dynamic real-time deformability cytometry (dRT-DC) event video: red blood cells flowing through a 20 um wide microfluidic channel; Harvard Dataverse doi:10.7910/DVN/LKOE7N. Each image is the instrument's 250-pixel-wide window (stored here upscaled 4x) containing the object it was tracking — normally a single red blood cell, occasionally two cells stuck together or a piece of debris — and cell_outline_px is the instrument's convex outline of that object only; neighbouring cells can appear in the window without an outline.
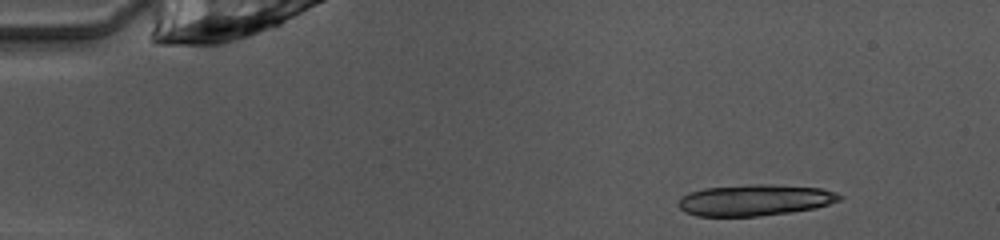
{"species": "common noctule bat (a hibernating species)", "species_latin": "Nyctalus noctula", "temperature_condition": "warm", "stored_images_in_passage": 25, "camera_frame_rate_fps": 3000, "um_per_image_px": 0.085, "animal": {"sex": "female", "body_mass_g": 10.0, "forearm_length_mm": 53.1}, "frame": {"image": 1, "passage_image": 1, "time_ms": 0.0, "image_size_px": [1000, 240], "cell_outline_px": [[844, 196], [840, 200], [816, 208], [760, 216], [696, 216], [684, 212], [676, 204], [680, 196], [688, 192], [704, 188], [748, 184], [772, 184], [820, 188], [836, 192]], "centroid_in_image_um": [64.12, 17.0], "position_along_channel_um": 20.9, "area_um2": 29.65}}
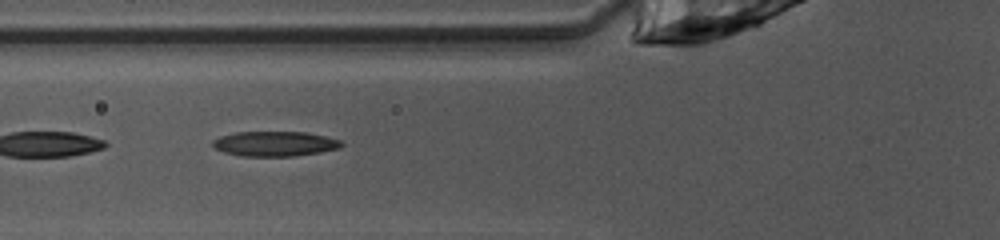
{"frame": {"image": 2, "passage_image": 14, "time_ms": 4.333, "image_size_px": [1000, 240], "cell_outline_px": [[344, 144], [340, 148], [320, 152], [292, 156], [240, 156], [224, 152], [216, 148], [212, 144], [212, 140], [220, 136], [236, 132], [304, 132], [324, 136], [340, 140]], "centroid_in_image_um": [23.35, 12.22], "position_along_channel_um": 102.5, "area_um2": 18.61}}
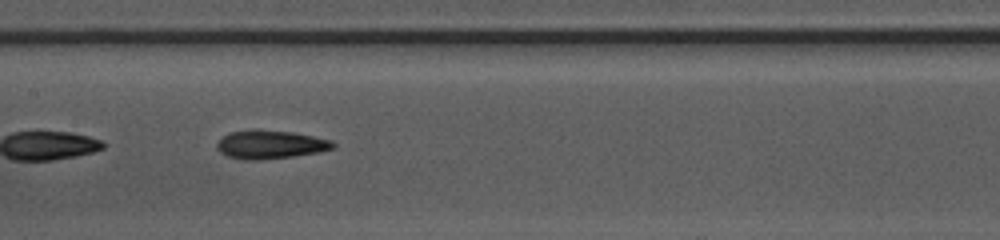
{"frame": {"image": 3, "passage_image": 20, "time_ms": 6.333, "image_size_px": [1000, 240], "cell_outline_px": [[336, 144], [332, 148], [320, 152], [292, 156], [256, 160], [244, 160], [228, 156], [220, 152], [216, 148], [216, 144], [228, 132], [252, 128], [256, 128], [292, 132], [332, 140]], "centroid_in_image_um": [22.95, 12.26], "position_along_channel_um": 184.5, "area_um2": 19.42}}